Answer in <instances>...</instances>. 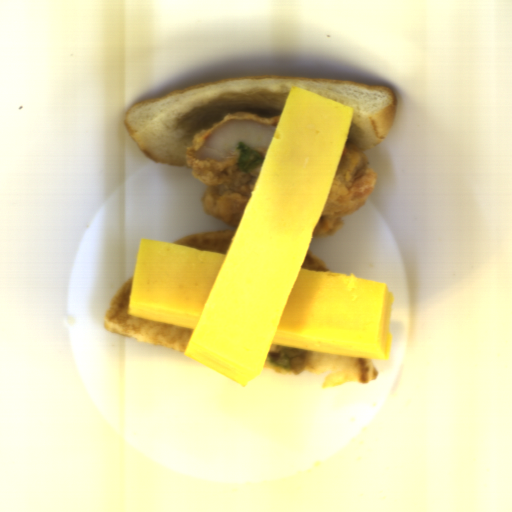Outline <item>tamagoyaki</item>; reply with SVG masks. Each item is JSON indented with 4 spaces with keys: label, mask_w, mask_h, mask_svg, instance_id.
I'll list each match as a JSON object with an SVG mask.
<instances>
[{
    "label": "tamagoyaki",
    "mask_w": 512,
    "mask_h": 512,
    "mask_svg": "<svg viewBox=\"0 0 512 512\" xmlns=\"http://www.w3.org/2000/svg\"><path fill=\"white\" fill-rule=\"evenodd\" d=\"M354 108L291 87L226 254L141 239L128 315L193 329L185 356L246 387L272 344L386 361V283L301 269Z\"/></svg>",
    "instance_id": "81b7327e"
}]
</instances>
